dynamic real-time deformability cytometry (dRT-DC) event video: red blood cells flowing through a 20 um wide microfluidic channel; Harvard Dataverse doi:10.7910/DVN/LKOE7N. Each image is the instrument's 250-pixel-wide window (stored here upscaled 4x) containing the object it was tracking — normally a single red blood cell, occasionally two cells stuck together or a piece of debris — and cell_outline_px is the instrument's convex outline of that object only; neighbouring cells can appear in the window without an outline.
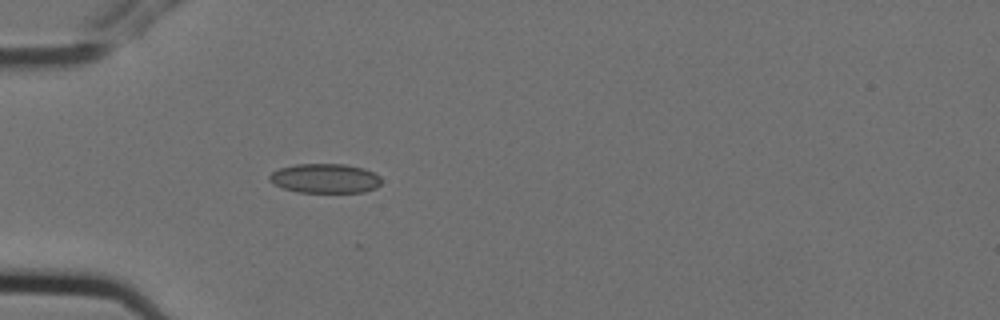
{"species": "Egyptian fruit bat (a non-hibernating species)", "species_latin": "Rousettus aegyptiacus", "temperature_condition": "cold", "stored_images_in_passage": 6, "camera_frame_rate_fps": 3000, "um_per_image_px": 0.085, "animal": {"sex": "female"}, "frame": {"image": 1, "passage_image": 6, "time_ms": 1.667, "image_size_px": [1000, 320], "cell_outline_px": [[380, 184], [376, 188], [364, 192], [296, 192], [284, 188], [268, 180], [268, 176], [272, 172], [280, 168], [296, 164], [344, 164], [364, 168], [380, 176]], "centroid_in_image_um": [27.63, 15.16], "position_along_channel_um": 57.4, "area_um2": 19.13}}